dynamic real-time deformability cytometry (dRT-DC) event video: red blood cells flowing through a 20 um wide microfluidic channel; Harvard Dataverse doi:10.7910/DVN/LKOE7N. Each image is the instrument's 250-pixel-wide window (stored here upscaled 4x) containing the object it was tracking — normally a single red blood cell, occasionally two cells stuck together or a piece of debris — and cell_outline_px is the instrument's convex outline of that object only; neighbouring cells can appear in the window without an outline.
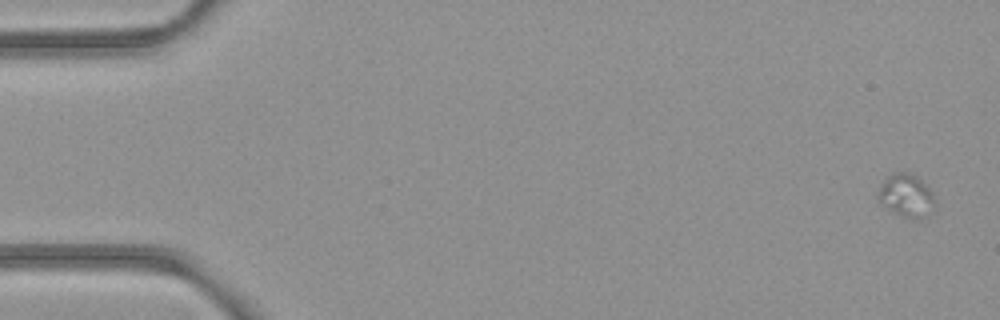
{"species": "common noctule bat (a hibernating species)", "species_latin": "Nyctalus noctula", "temperature_condition": "room temperature", "stored_images_in_passage": 53, "camera_frame_rate_fps": 3000, "um_per_image_px": 0.085, "animal": {"sex": "female", "body_mass_g": 21.9}, "frame": {"image": 1, "passage_image": 1, "time_ms": 0.0, "image_size_px": [1000, 320], "cell_outline_px": [[936, 200], [920, 216], [912, 220], [880, 204], [876, 196], [880, 184], [892, 172], [904, 172], [916, 176], [932, 192]], "centroid_in_image_um": [76.94, 16.57], "position_along_channel_um": 8.1, "area_um2": 13.58}}
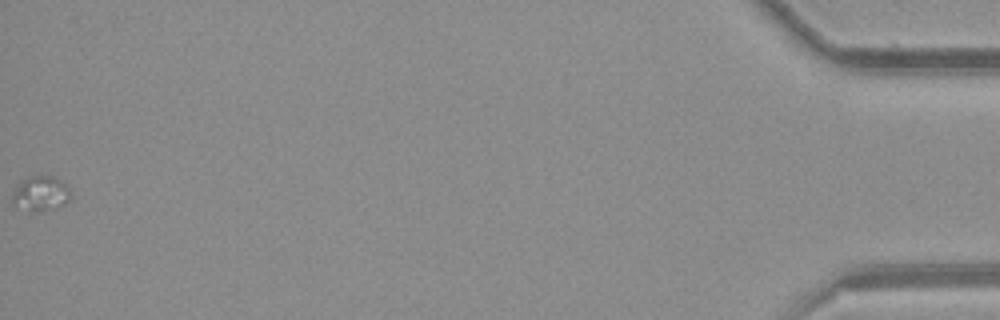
{"frame": {"image": 2, "passage_image": 53, "time_ms": 17.333, "image_size_px": [1000, 320], "cell_outline_px": [[72, 196], [64, 204], [36, 212], [12, 204], [12, 196], [20, 180], [28, 176], [52, 176], [60, 180], [72, 192]], "centroid_in_image_um": [3.45, 16.42], "position_along_channel_um": 431.7, "area_um2": 11.62}}